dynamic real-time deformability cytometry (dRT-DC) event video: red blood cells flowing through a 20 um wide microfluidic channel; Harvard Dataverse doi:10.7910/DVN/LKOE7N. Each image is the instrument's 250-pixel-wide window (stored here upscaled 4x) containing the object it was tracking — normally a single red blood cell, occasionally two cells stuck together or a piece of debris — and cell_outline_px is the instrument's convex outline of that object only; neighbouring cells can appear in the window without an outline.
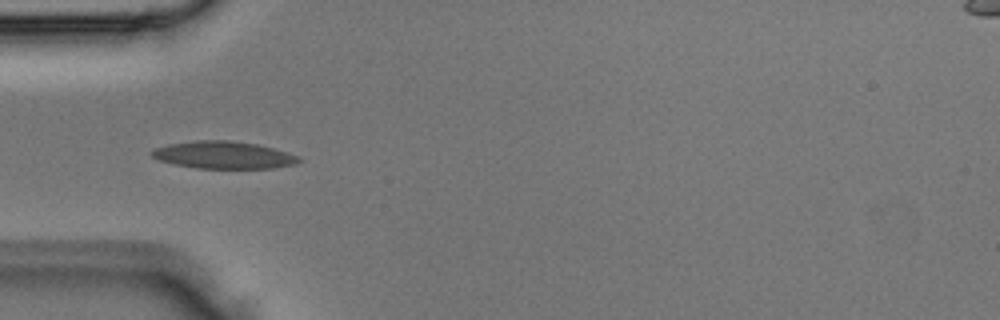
{"species": "Egyptian fruit bat (a non-hibernating species)", "species_latin": "Rousettus aegyptiacus", "temperature_condition": "room temperature", "stored_images_in_passage": 5, "camera_frame_rate_fps": 3000, "um_per_image_px": 0.085, "animal": {"sex": "male"}, "frame": {"image": 1, "passage_image": 4, "time_ms": 1.0, "image_size_px": [1000, 320], "cell_outline_px": [[304, 160], [296, 164], [272, 168], [196, 168], [176, 164], [160, 160], [152, 156], [148, 152], [156, 148], [168, 144], [196, 140], [232, 140], [256, 144], [272, 148], [300, 156]], "centroid_in_image_um": [19.03, 13.17], "position_along_channel_um": 66.0, "area_um2": 23.41}}
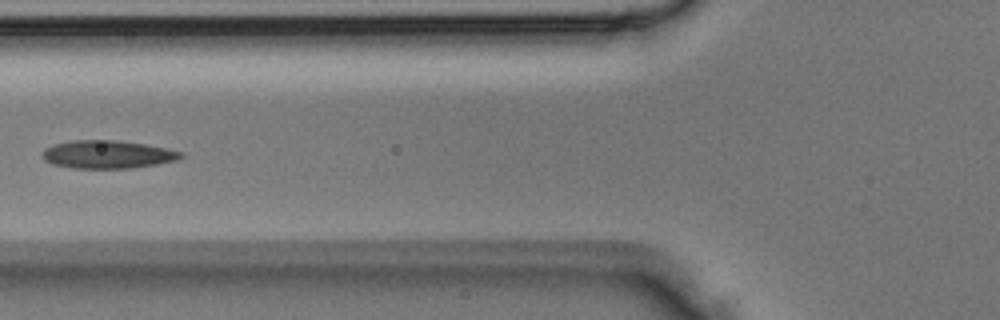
{"frame": {"image": 2, "passage_image": 5, "time_ms": 1.333, "image_size_px": [1000, 320], "cell_outline_px": [[184, 156], [176, 160], [156, 164], [128, 168], [72, 168], [52, 164], [44, 160], [44, 148], [52, 144], [72, 140], [120, 140], [144, 144], [184, 152]], "centroid_in_image_um": [9.12, 13.12], "position_along_channel_um": 116.7, "area_um2": 22.54}}